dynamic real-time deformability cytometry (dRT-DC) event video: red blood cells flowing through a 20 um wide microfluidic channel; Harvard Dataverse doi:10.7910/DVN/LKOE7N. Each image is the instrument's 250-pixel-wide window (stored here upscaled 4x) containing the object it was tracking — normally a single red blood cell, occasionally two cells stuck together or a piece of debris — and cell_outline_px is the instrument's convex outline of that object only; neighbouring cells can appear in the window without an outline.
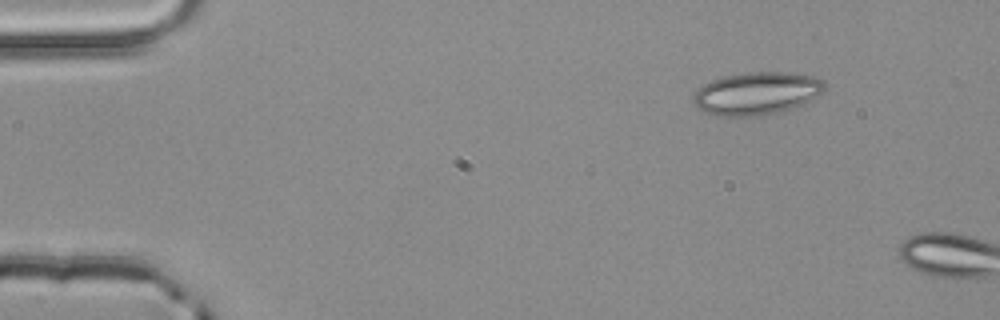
{"species": "common noctule bat (a hibernating species)", "species_latin": "Nyctalus noctula", "temperature_condition": "room temperature", "stored_images_in_passage": 2, "camera_frame_rate_fps": 3000, "um_per_image_px": 0.085, "animal": {"sex": "male", "body_mass_g": 20.4}, "frame": {"image": 1, "passage_image": 1, "time_ms": 0.0, "image_size_px": [1000, 320], "cell_outline_px": [[828, 84], [824, 92], [804, 104], [780, 112], [756, 116], [716, 116], [704, 112], [692, 104], [692, 96], [696, 88], [712, 80], [724, 76], [748, 72], [792, 72], [812, 76], [824, 80]], "centroid_in_image_um": [64.32, 7.94], "position_along_channel_um": 20.7, "area_um2": 33.29}}